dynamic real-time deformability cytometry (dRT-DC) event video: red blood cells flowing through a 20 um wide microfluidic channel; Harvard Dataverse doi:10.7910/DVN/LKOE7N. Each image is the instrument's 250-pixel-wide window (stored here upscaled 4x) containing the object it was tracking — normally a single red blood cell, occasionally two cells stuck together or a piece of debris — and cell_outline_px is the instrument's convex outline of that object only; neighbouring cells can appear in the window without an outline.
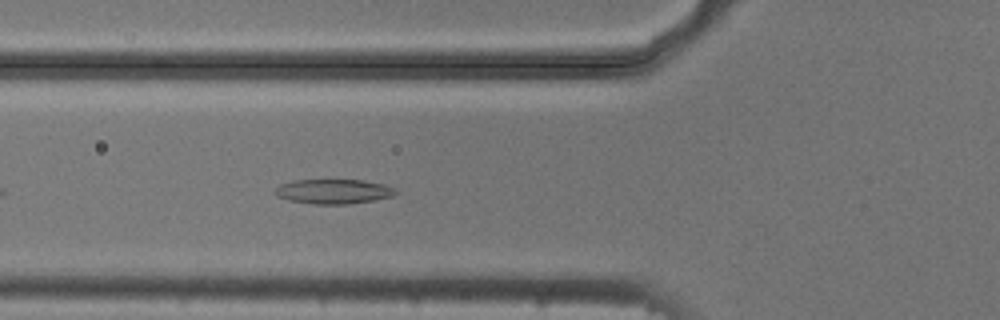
{"species": "common noctule bat (a hibernating species)", "species_latin": "Nyctalus noctula", "temperature_condition": "cold", "stored_images_in_passage": 42, "camera_frame_rate_fps": 3000, "um_per_image_px": 0.085, "animal": {"sex": "male", "body_mass_g": 20.5, "forearm_length_mm": 52.5}, "frame": {"image": 1, "passage_image": 8, "time_ms": 2.333, "image_size_px": [1000, 320], "cell_outline_px": [[400, 192], [392, 196], [372, 200], [348, 204], [312, 204], [288, 200], [276, 196], [272, 192], [280, 184], [292, 180], [364, 180], [384, 184]], "centroid_in_image_um": [28.3, 16.27], "position_along_channel_um": 97.5, "area_um2": 17.4}}
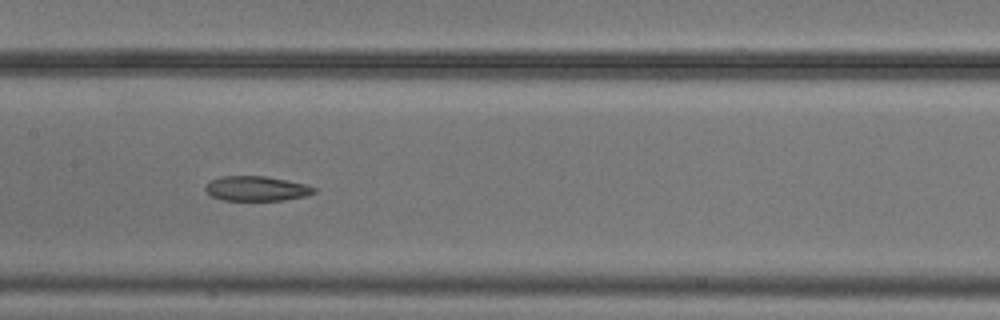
{"frame": {"image": 2, "passage_image": 15, "time_ms": 4.667, "image_size_px": [1000, 320], "cell_outline_px": [[316, 192], [308, 196], [284, 200], [224, 200], [212, 196], [204, 188], [204, 184], [220, 176], [264, 176], [304, 184], [316, 188]], "centroid_in_image_um": [21.8, 16.03], "position_along_channel_um": 185.6, "area_um2": 15.61}}
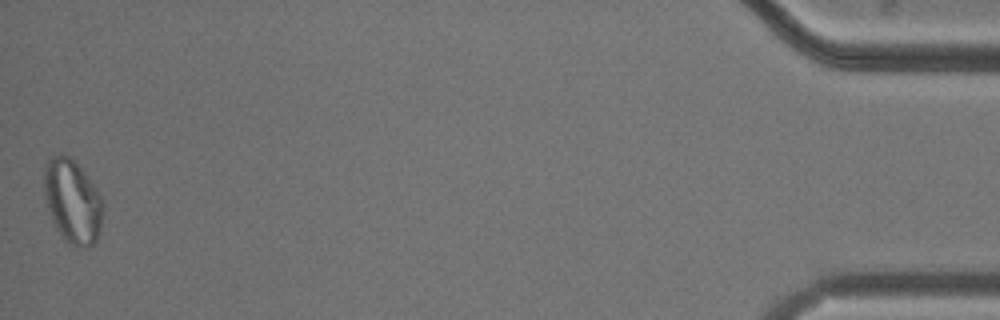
{"frame": {"image": 3, "passage_image": 42, "time_ms": 13.667, "image_size_px": [1000, 320], "cell_outline_px": [[104, 208], [100, 228], [96, 240], [92, 244], [72, 244], [64, 240], [56, 228], [52, 220], [44, 196], [44, 164], [48, 160], [60, 152], [76, 160], [88, 176], [100, 196]], "centroid_in_image_um": [6.14, 17.03], "position_along_channel_um": 429.1, "area_um2": 28.55}}